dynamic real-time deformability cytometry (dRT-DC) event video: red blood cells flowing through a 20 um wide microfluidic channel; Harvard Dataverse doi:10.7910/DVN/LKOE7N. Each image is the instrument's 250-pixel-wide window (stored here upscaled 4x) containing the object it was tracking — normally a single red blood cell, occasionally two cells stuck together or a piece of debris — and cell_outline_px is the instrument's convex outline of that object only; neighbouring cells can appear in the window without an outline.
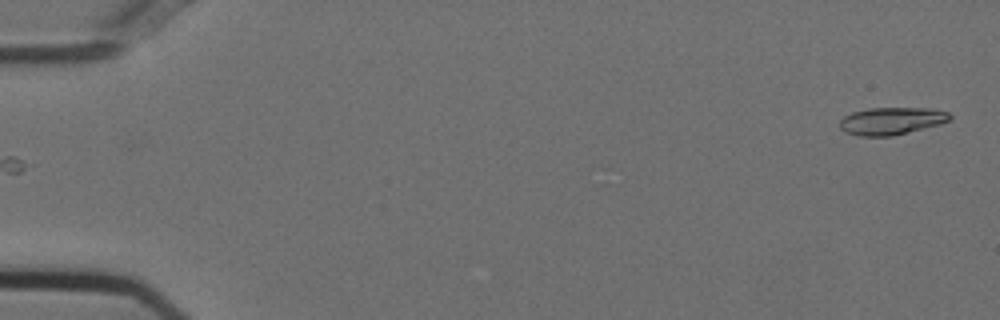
{"species": "Egyptian fruit bat (a non-hibernating species)", "species_latin": "Rousettus aegyptiacus", "temperature_condition": "cold", "stored_images_in_passage": 54, "camera_frame_rate_fps": 3000, "um_per_image_px": 0.085, "animal": {"sex": "female"}, "frame": {"image": 1, "passage_image": 1, "time_ms": 0.0, "image_size_px": [1000, 320], "cell_outline_px": [[952, 116], [948, 120], [940, 124], [892, 136], [860, 136], [848, 132], [840, 128], [840, 120], [844, 116], [852, 112], [868, 108], [928, 108], [948, 112]], "centroid_in_image_um": [75.77, 10.27], "position_along_channel_um": 9.2, "area_um2": 17.4}}
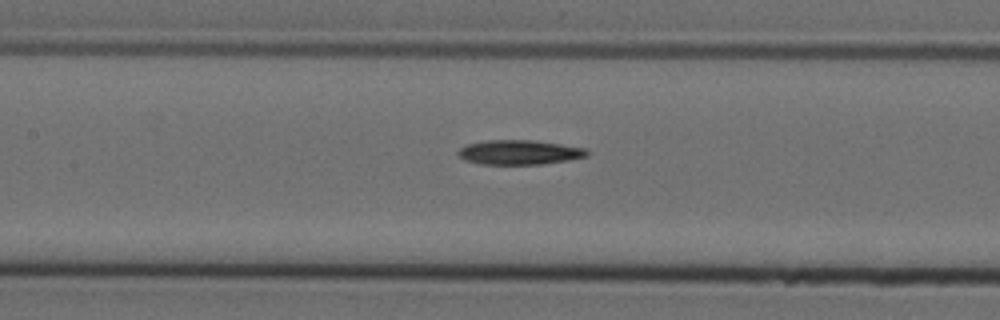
{"frame": {"image": 2, "passage_image": 25, "time_ms": 8.0, "image_size_px": [1000, 320], "cell_outline_px": [[592, 152], [588, 156], [568, 160], [540, 164], [480, 164], [464, 160], [456, 152], [460, 148], [468, 144], [488, 140], [536, 140], [588, 148]], "centroid_in_image_um": [44.21, 12.94], "position_along_channel_um": 163.2, "area_um2": 18.61}}
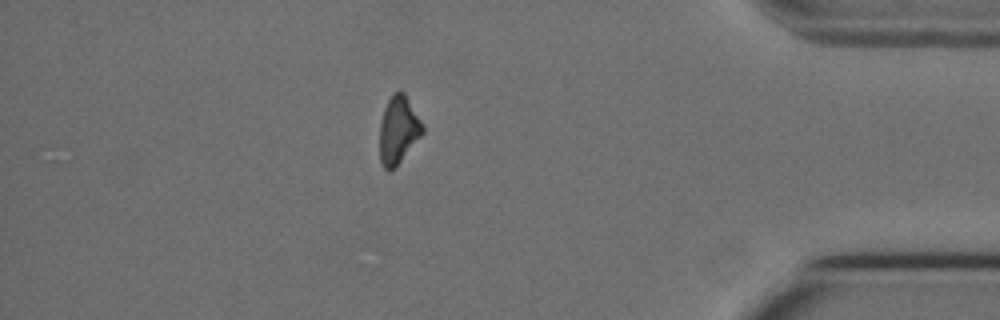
{"frame": {"image": 3, "passage_image": 47, "time_ms": 15.333, "image_size_px": [1000, 320], "cell_outline_px": [[424, 132], [396, 168], [388, 172], [384, 168], [380, 160], [380, 124], [384, 108], [392, 92], [400, 88], [404, 92], [424, 124]], "centroid_in_image_um": [33.87, 11.04], "position_along_channel_um": 401.3, "area_um2": 17.28}, "authors_computed_cell_mechanics": {"area_um2": 18.0047, "velocity_mm_per_s": 3.7292, "shape_relaxation_time_tau1_ms": 4.4725, "shape_relaxation_time_tau2_ms": null, "deformation_change_tau1": 0.1616, "deformation_change_tau2": null}}